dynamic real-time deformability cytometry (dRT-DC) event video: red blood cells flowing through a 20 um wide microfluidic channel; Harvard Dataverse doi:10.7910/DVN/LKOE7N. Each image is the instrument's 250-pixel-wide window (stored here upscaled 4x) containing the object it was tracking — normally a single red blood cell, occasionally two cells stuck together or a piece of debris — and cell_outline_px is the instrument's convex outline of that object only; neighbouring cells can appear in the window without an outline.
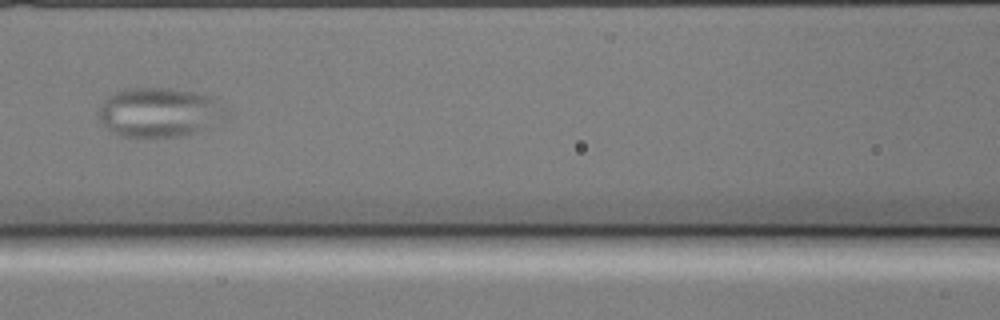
{"species": "common noctule bat (a hibernating species)", "species_latin": "Nyctalus noctula", "temperature_condition": "cold", "stored_images_in_passage": 42, "camera_frame_rate_fps": 3000, "um_per_image_px": 0.085, "animal": {"sex": "male", "body_mass_g": 17.9, "forearm_length_mm": 54.2}, "frame": {"image": 1, "passage_image": 10, "time_ms": 3.0, "image_size_px": [1000, 320], "cell_outline_px": [[228, 116], [208, 128], [180, 136], [120, 136], [112, 132], [100, 120], [96, 112], [104, 100], [108, 96], [116, 92], [128, 88], [168, 88], [212, 96], [224, 104], [228, 108]], "centroid_in_image_um": [13.57, 9.54], "position_along_channel_um": 153.0, "area_um2": 36.7}}
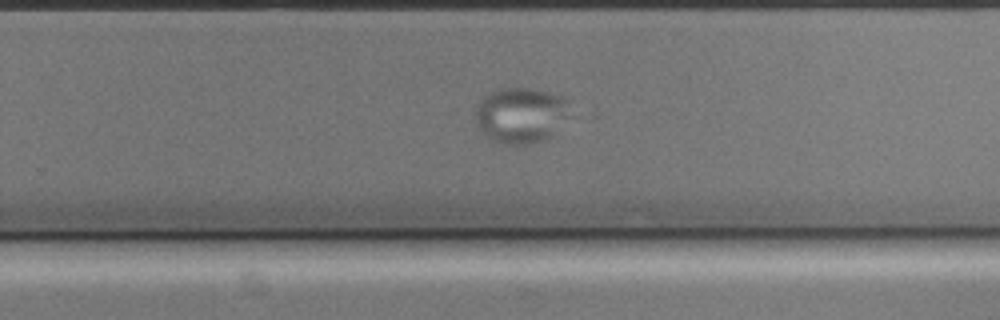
{"frame": {"image": 2, "passage_image": 21, "time_ms": 6.667, "image_size_px": [1000, 320], "cell_outline_px": [[572, 116], [552, 136], [544, 140], [528, 144], [504, 144], [488, 136], [476, 124], [472, 116], [480, 100], [488, 92], [496, 88], [536, 88], [572, 100]], "centroid_in_image_um": [44.34, 9.76], "position_along_channel_um": 285.5, "area_um2": 31.62}}